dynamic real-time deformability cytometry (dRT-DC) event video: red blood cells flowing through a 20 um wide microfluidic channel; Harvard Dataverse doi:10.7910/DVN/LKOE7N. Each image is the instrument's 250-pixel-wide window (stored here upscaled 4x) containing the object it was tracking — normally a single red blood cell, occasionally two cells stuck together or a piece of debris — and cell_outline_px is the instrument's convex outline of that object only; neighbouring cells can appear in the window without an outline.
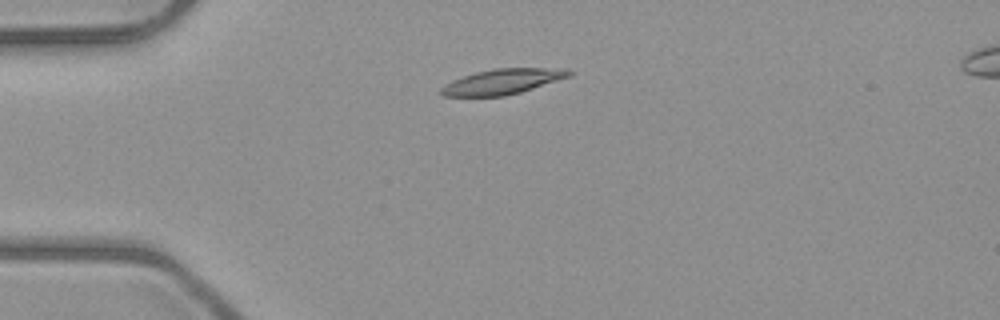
{"species": "common noctule bat (a hibernating species)", "species_latin": "Nyctalus noctula", "temperature_condition": "room temperature", "stored_images_in_passage": 2, "camera_frame_rate_fps": 3000, "um_per_image_px": 0.085, "animal": {"sex": "male", "body_mass_g": 23.1, "forearm_length_mm": 52.7}, "frame": {"image": 1, "passage_image": 1, "time_ms": 0.0, "image_size_px": [1000, 320], "cell_outline_px": [[572, 76], [520, 92], [504, 96], [444, 96], [440, 92], [440, 88], [444, 84], [452, 80], [476, 72], [496, 68], [568, 68], [572, 72]], "centroid_in_image_um": [42.74, 6.93], "position_along_channel_um": 42.3, "area_um2": 18.84}}